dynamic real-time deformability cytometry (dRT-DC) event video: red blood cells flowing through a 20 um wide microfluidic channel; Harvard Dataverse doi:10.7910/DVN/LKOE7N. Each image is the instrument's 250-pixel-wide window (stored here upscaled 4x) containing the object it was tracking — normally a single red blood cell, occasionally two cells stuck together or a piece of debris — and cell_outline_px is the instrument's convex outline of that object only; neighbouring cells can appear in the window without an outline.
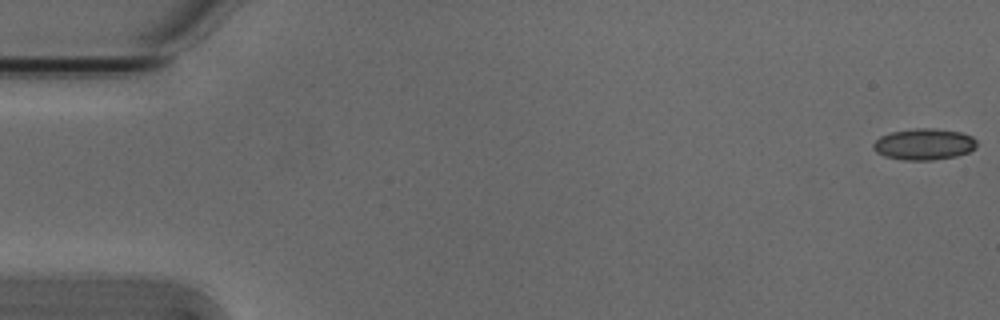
{"species": "Egyptian fruit bat (a non-hibernating species)", "species_latin": "Rousettus aegyptiacus", "temperature_condition": "cold", "stored_images_in_passage": 5, "camera_frame_rate_fps": 3000, "um_per_image_px": 0.085, "animal": {"sex": "male"}, "frame": {"image": 1, "passage_image": 1, "time_ms": 0.0, "image_size_px": [1000, 320], "cell_outline_px": [[976, 148], [968, 152], [956, 156], [932, 160], [904, 160], [884, 156], [876, 152], [872, 148], [872, 144], [880, 136], [892, 132], [916, 128], [932, 128], [960, 132], [972, 136], [976, 140]], "centroid_in_image_um": [78.53, 12.26], "position_along_channel_um": 6.5, "area_um2": 18.9}}